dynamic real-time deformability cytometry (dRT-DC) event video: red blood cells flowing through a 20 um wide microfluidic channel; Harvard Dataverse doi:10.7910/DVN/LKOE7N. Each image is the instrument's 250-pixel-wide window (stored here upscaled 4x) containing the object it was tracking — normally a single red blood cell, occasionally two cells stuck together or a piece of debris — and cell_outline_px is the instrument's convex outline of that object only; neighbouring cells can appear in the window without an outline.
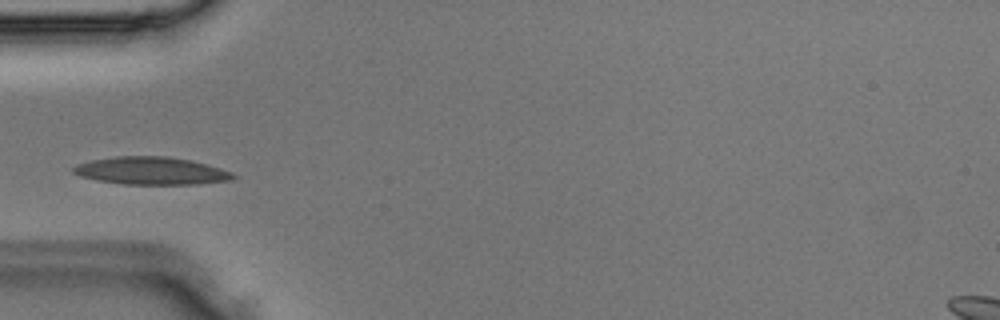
{"species": "Egyptian fruit bat (a non-hibernating species)", "species_latin": "Rousettus aegyptiacus", "temperature_condition": "room temperature", "stored_images_in_passage": 1, "camera_frame_rate_fps": 3000, "um_per_image_px": 0.085, "animal": {"sex": "male"}, "frame": {"image": 1, "passage_image": 1, "time_ms": 0.0, "image_size_px": [1000, 320], "cell_outline_px": [[236, 176], [232, 180], [200, 184], [124, 184], [96, 180], [80, 176], [72, 172], [72, 168], [76, 164], [92, 160], [116, 156], [168, 156], [192, 160], [220, 168], [232, 172]], "centroid_in_image_um": [12.86, 14.52], "position_along_channel_um": 72.1, "area_um2": 25.84}}